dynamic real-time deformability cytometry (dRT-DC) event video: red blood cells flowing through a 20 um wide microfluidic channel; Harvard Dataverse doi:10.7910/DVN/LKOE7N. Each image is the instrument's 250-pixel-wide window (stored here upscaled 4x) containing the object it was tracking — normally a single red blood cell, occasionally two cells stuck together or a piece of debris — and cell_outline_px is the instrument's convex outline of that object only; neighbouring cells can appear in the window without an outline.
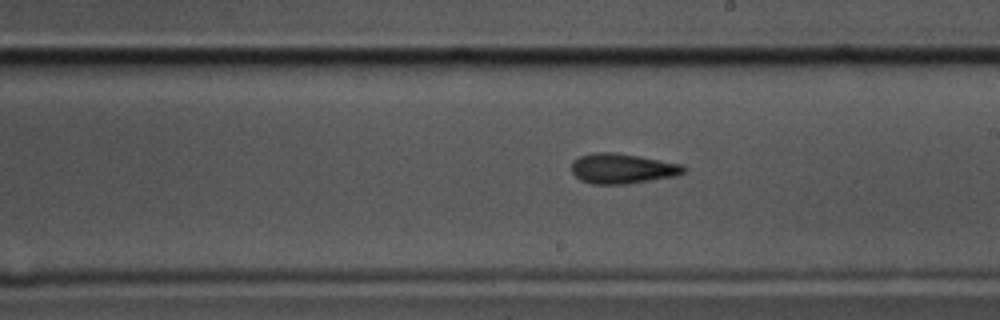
{"species": "common noctule bat (a hibernating species)", "species_latin": "Nyctalus noctula", "temperature_condition": "cold", "stored_images_in_passage": 38, "camera_frame_rate_fps": 3000, "um_per_image_px": 0.085, "animal": {"sex": "male", "body_mass_g": 17.5, "forearm_length_mm": 52.3}, "frame": {"image": 1, "passage_image": 33, "time_ms": 10.667, "image_size_px": [1000, 320], "cell_outline_px": [[688, 168], [684, 172], [676, 176], [628, 184], [592, 184], [580, 180], [572, 172], [572, 160], [580, 156], [592, 152], [616, 152], [684, 164]], "centroid_in_image_um": [52.92, 14.32], "position_along_channel_um": 236.1, "area_um2": 19.94}}
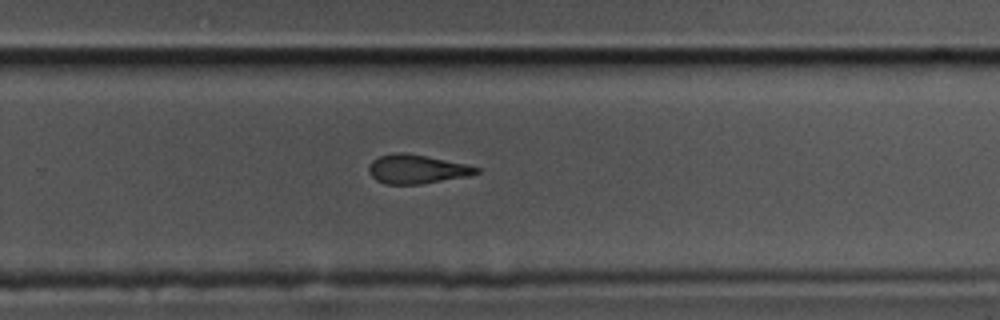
{"frame": {"image": 2, "passage_image": 38, "time_ms": 12.333, "image_size_px": [1000, 320], "cell_outline_px": [[480, 172], [468, 176], [420, 184], [384, 184], [376, 180], [368, 172], [368, 168], [372, 160], [380, 156], [396, 152], [404, 152], [464, 164], [480, 168]], "centroid_in_image_um": [35.38, 14.38], "position_along_channel_um": 294.4, "area_um2": 17.92}}